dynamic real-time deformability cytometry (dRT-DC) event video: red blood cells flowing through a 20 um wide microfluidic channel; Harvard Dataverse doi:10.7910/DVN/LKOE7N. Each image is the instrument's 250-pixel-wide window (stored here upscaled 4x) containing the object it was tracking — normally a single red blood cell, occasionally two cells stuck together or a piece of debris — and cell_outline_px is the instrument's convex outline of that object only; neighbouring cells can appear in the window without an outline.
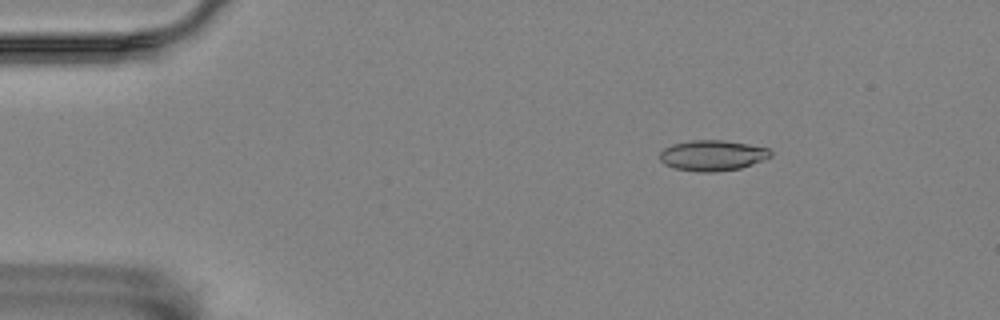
{"species": "Egyptian fruit bat (a non-hibernating species)", "species_latin": "Rousettus aegyptiacus", "temperature_condition": "room temperature", "stored_images_in_passage": 57, "camera_frame_rate_fps": 3000, "um_per_image_px": 0.085, "animal": {"sex": "female"}, "frame": {"image": 1, "passage_image": 9, "time_ms": 2.667, "image_size_px": [1000, 320], "cell_outline_px": [[772, 156], [764, 160], [740, 168], [712, 172], [696, 172], [676, 168], [664, 164], [660, 160], [660, 152], [664, 148], [672, 144], [692, 140], [724, 140], [748, 144], [768, 148], [772, 152]], "centroid_in_image_um": [60.56, 13.21], "position_along_channel_um": 24.4, "area_um2": 19.77}}
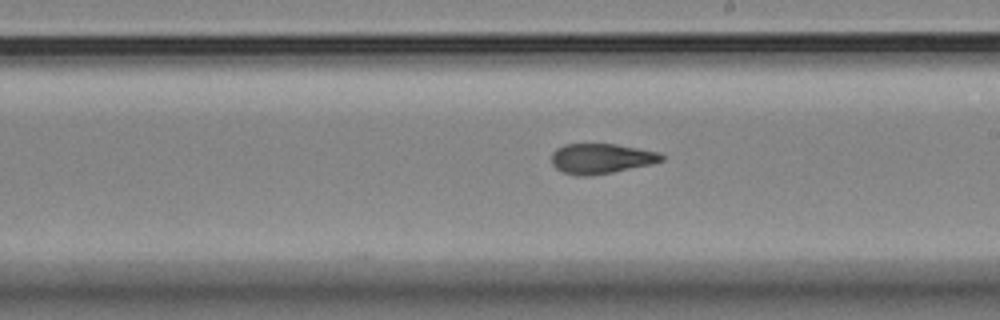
{"frame": {"image": 2, "passage_image": 33, "time_ms": 10.667, "image_size_px": [1000, 320], "cell_outline_px": [[664, 160], [652, 164], [612, 172], [588, 176], [576, 176], [564, 172], [556, 168], [552, 164], [552, 152], [556, 148], [564, 144], [616, 144], [660, 152], [664, 156]], "centroid_in_image_um": [51.1, 13.47], "position_along_channel_um": 237.9, "area_um2": 19.36}}
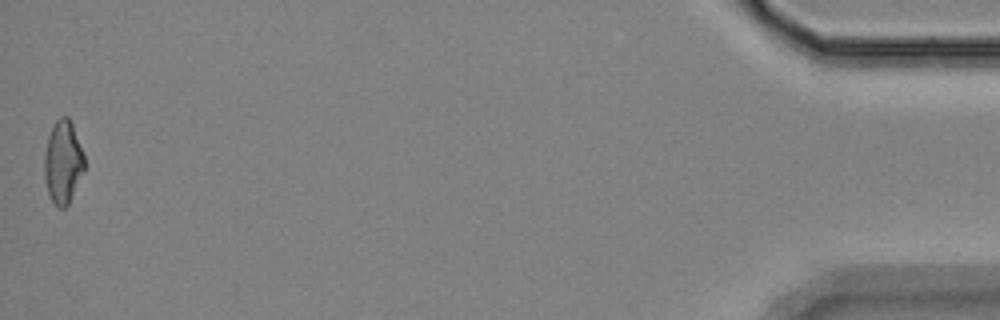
{"frame": {"image": 3, "passage_image": 57, "time_ms": 18.667, "image_size_px": [1000, 320], "cell_outline_px": [[84, 172], [68, 204], [64, 208], [56, 208], [48, 192], [44, 176], [44, 156], [48, 136], [56, 120], [60, 116], [68, 116], [72, 124], [84, 156]], "centroid_in_image_um": [5.34, 13.79], "position_along_channel_um": 429.9, "area_um2": 19.25}, "authors_computed_cell_mechanics": {"area_um2": 19.5942, "velocity_mm_per_s": 3.525, "shape_relaxation_time_tau1_ms": null, "shape_relaxation_time_tau2_ms": 3.5362, "deformation_change_tau1": null, "deformation_change_tau2": 0.1152}}